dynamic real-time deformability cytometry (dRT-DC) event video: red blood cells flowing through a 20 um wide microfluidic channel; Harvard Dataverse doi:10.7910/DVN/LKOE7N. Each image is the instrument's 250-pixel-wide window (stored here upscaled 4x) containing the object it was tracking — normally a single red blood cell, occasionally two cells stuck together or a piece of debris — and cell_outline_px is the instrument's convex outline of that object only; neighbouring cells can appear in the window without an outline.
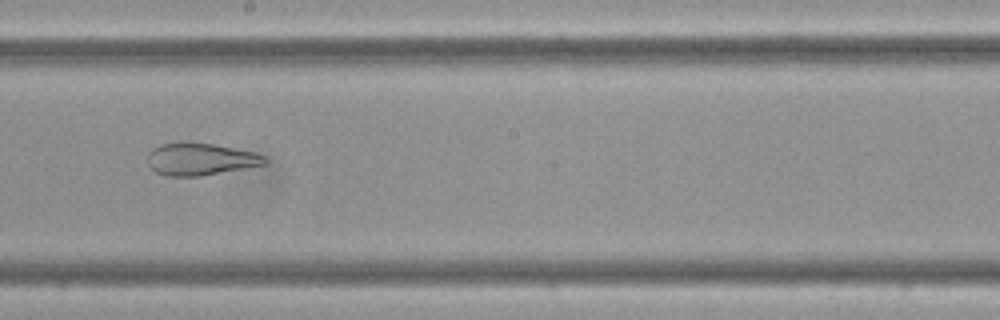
{"species": "Egyptian fruit bat (a non-hibernating species)", "species_latin": "Rousettus aegyptiacus", "temperature_condition": "cold", "stored_images_in_passage": 12, "camera_frame_rate_fps": 3000, "um_per_image_px": 0.085, "frame": {"image": 1, "passage_image": 6, "time_ms": 1.667, "image_size_px": [1000, 320], "cell_outline_px": [[268, 160], [264, 164], [200, 176], [168, 176], [156, 172], [148, 164], [148, 152], [152, 148], [160, 144], [180, 140], [188, 140], [212, 144], [252, 152], [264, 156]], "centroid_in_image_um": [16.94, 13.49], "position_along_channel_um": 231.3, "area_um2": 22.08}}